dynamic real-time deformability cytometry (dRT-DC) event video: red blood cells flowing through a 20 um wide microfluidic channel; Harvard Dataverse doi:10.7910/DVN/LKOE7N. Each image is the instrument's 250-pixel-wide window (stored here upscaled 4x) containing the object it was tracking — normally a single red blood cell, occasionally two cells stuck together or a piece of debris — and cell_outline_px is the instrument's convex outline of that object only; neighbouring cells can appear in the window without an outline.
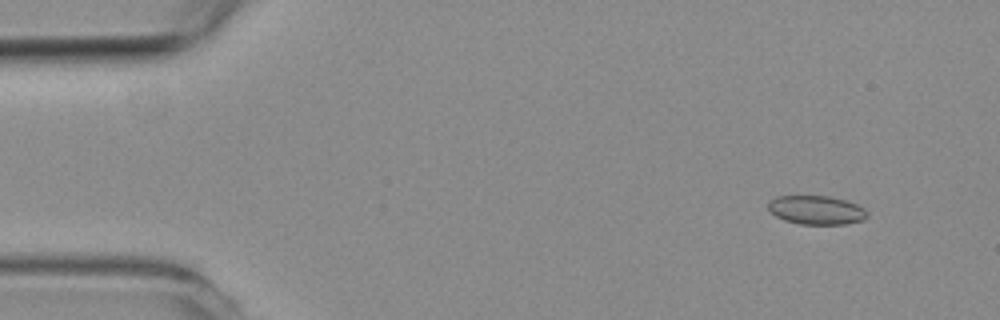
{"species": "common noctule bat (a hibernating species)", "species_latin": "Nyctalus noctula", "temperature_condition": "room temperature", "stored_images_in_passage": 5, "camera_frame_rate_fps": 3000, "um_per_image_px": 0.085, "animal": {"sex": "female", "body_mass_g": 19.3, "forearm_length_mm": 54.1}, "frame": {"image": 1, "passage_image": 1, "time_ms": 0.0, "image_size_px": [1000, 320], "cell_outline_px": [[868, 216], [864, 220], [844, 224], [800, 224], [784, 220], [776, 216], [768, 208], [768, 200], [776, 196], [828, 196], [844, 200], [856, 204], [864, 208], [868, 212]], "centroid_in_image_um": [69.39, 17.85], "position_along_channel_um": 15.6, "area_um2": 16.65}}
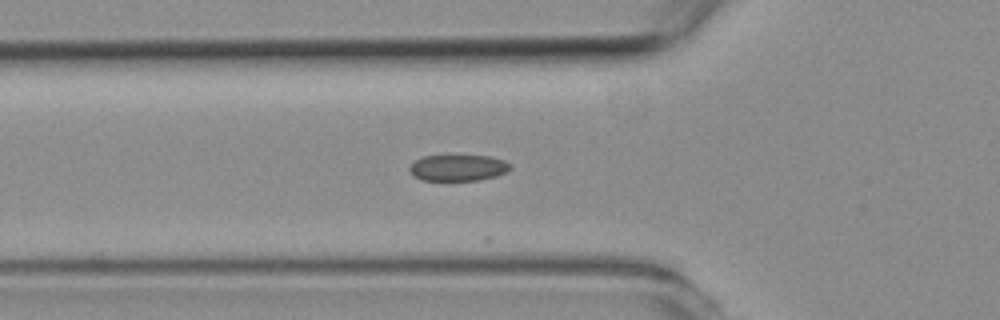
{"frame": {"image": 2, "passage_image": 5, "time_ms": 4.667, "image_size_px": [1000, 320], "cell_outline_px": [[512, 168], [508, 172], [496, 176], [480, 180], [448, 184], [420, 180], [412, 176], [408, 168], [416, 160], [424, 156], [488, 156], [504, 160], [512, 164]], "centroid_in_image_um": [38.92, 14.33], "position_along_channel_um": 86.9, "area_um2": 16.36}}